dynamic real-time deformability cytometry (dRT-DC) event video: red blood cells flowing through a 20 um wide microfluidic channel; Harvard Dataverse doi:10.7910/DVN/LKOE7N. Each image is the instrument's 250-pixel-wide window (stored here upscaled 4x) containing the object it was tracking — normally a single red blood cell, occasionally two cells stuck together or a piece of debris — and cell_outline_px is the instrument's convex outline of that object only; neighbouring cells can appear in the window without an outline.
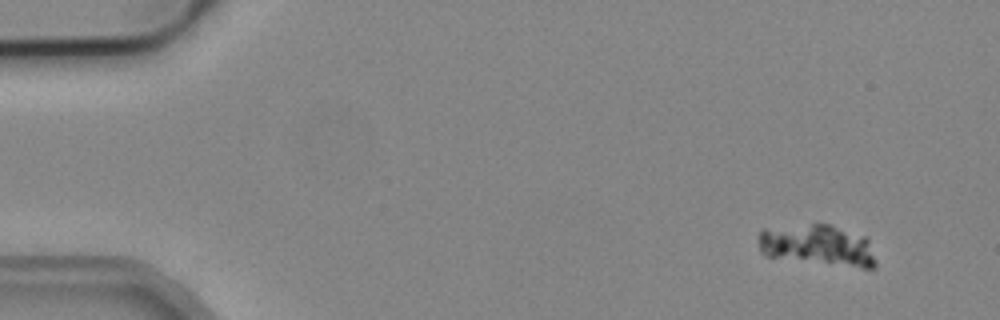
{"species": "common noctule bat (a hibernating species)", "species_latin": "Nyctalus noctula", "temperature_condition": "cold", "stored_images_in_passage": 4, "camera_frame_rate_fps": 3000, "um_per_image_px": 0.085, "animal": {"sex": "male", "body_mass_g": 19.2, "forearm_length_mm": 51.8}, "frame": {"image": 1, "passage_image": 1, "time_ms": 0.0, "image_size_px": [1000, 320], "cell_outline_px": [[876, 268], [860, 268], [764, 256], [760, 252], [760, 232], [764, 228], [812, 224], [828, 224], [868, 236], [876, 260]], "centroid_in_image_um": [69.56, 20.85], "position_along_channel_um": 15.4, "area_um2": 28.32}}
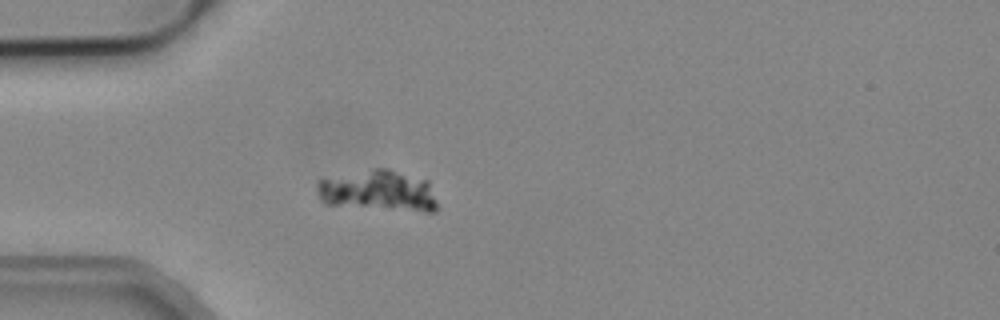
{"frame": {"image": 2, "passage_image": 4, "time_ms": 1.0, "image_size_px": [1000, 320], "cell_outline_px": [[436, 212], [424, 212], [324, 204], [320, 200], [316, 188], [316, 184], [320, 180], [372, 168], [388, 168], [428, 180], [436, 200]], "centroid_in_image_um": [32.17, 16.22], "position_along_channel_um": 52.8, "area_um2": 28.78}}